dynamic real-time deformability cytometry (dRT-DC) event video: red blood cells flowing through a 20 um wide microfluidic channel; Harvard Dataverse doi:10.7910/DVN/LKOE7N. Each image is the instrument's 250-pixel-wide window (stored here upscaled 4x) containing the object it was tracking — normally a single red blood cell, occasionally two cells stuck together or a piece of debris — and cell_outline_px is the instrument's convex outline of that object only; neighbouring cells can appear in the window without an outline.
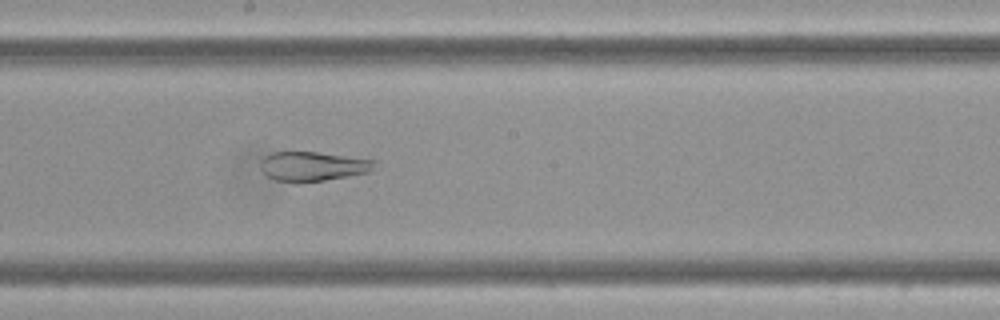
{"species": "Egyptian fruit bat (a non-hibernating species)", "species_latin": "Rousettus aegyptiacus", "temperature_condition": "cold", "stored_images_in_passage": 10, "camera_frame_rate_fps": 3000, "um_per_image_px": 0.085, "frame": {"image": 1, "passage_image": 9, "time_ms": 2.667, "image_size_px": [1000, 320], "cell_outline_px": [[376, 160], [368, 172], [348, 176], [324, 180], [276, 180], [268, 176], [264, 172], [264, 156], [272, 152], [316, 152]], "centroid_in_image_um": [26.63, 14.1], "position_along_channel_um": 221.6, "area_um2": 18.5}}